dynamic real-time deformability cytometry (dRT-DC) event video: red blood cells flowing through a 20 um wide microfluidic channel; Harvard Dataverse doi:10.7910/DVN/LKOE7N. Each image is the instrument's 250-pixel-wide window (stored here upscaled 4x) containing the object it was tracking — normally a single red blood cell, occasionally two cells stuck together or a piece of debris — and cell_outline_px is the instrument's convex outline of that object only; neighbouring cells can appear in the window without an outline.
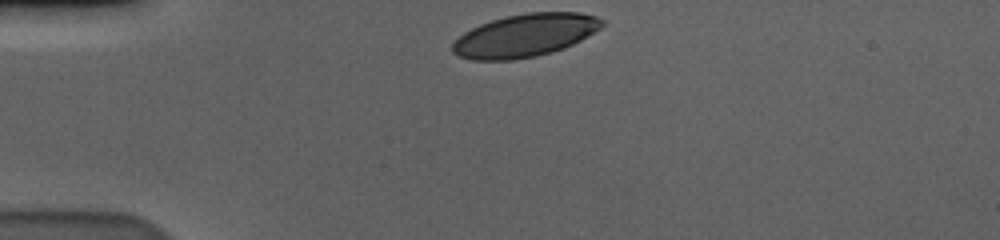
{"species": "human", "species_latin": "Homo sapiens", "temperature_condition": "cold", "stored_images_in_passage": 34, "camera_frame_rate_fps": 3000, "um_per_image_px": 0.085, "donor": {"sex": "male"}, "frame": {"image": 1, "passage_image": 1, "time_ms": 0.0, "image_size_px": [1000, 240], "cell_outline_px": [[604, 24], [600, 28], [580, 40], [564, 48], [552, 52], [536, 56], [512, 60], [472, 60], [460, 56], [452, 52], [452, 44], [464, 32], [480, 24], [504, 16], [528, 12], [580, 12], [596, 16], [604, 20]], "centroid_in_image_um": [44.63, 3.0], "position_along_channel_um": 40.4, "area_um2": 37.28}}
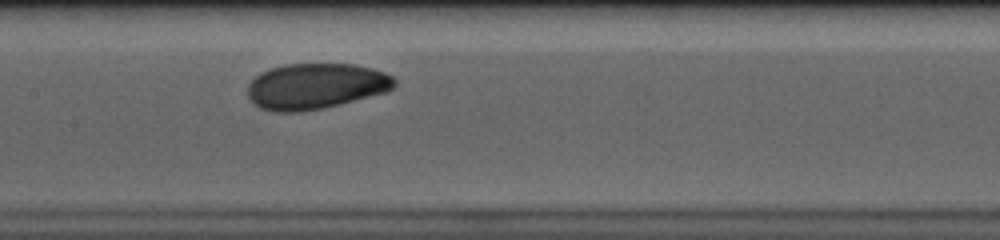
{"frame": {"image": 2, "passage_image": 16, "time_ms": 5.0, "image_size_px": [1000, 240], "cell_outline_px": [[396, 84], [388, 92], [340, 104], [300, 112], [272, 112], [260, 108], [248, 96], [248, 84], [260, 72], [284, 64], [356, 64], [372, 68], [384, 72], [392, 76], [396, 80]], "centroid_in_image_um": [26.85, 7.32], "position_along_channel_um": 180.5, "area_um2": 39.25}}
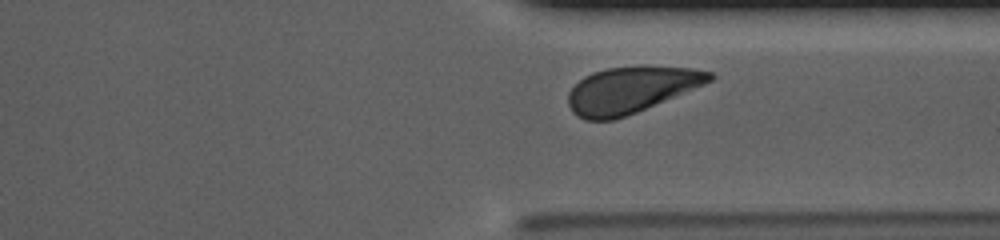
{"frame": {"image": 3, "passage_image": 31, "time_ms": 10.0, "image_size_px": [1000, 240], "cell_outline_px": [[716, 76], [712, 80], [704, 84], [636, 112], [612, 120], [584, 120], [576, 116], [572, 112], [568, 104], [568, 92], [584, 76], [592, 72], [608, 68], [644, 64], [648, 64], [692, 68], [712, 72]], "centroid_in_image_um": [53.62, 7.6], "position_along_channel_um": 357.8, "area_um2": 38.44}, "authors_computed_cell_mechanics": {"area_um2": 39.1884, "velocity_mm_per_s": 3.5438, "shape_relaxation_time_tau1_ms": 1.9319, "shape_relaxation_time_tau2_ms": null, "deformation_change_tau1": 0.0895, "deformation_change_tau2": null}}